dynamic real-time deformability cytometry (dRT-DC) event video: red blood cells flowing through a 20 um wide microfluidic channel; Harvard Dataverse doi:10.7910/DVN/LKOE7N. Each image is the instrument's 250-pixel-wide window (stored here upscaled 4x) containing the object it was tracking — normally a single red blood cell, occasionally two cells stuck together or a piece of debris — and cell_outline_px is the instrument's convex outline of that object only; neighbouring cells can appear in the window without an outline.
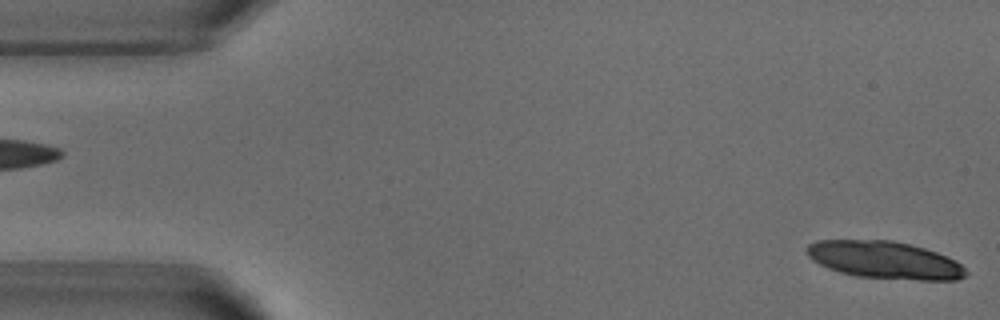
{"species": "common noctule bat (a hibernating species)", "species_latin": "Nyctalus noctula", "temperature_condition": "warm", "stored_images_in_passage": 3, "camera_frame_rate_fps": 3000, "um_per_image_px": 0.085, "animal": {"sex": "male", "body_mass_g": 18.8}, "frame": {"image": 1, "passage_image": 3, "time_ms": 2.333, "image_size_px": [1000, 320], "cell_outline_px": [[968, 276], [956, 280], [916, 280], [856, 276], [840, 272], [828, 268], [812, 260], [808, 256], [804, 248], [808, 244], [816, 240], [892, 240], [924, 248], [936, 252], [956, 260], [968, 272]], "centroid_in_image_um": [75.19, 22.1], "position_along_channel_um": 9.8, "area_um2": 34.85}}